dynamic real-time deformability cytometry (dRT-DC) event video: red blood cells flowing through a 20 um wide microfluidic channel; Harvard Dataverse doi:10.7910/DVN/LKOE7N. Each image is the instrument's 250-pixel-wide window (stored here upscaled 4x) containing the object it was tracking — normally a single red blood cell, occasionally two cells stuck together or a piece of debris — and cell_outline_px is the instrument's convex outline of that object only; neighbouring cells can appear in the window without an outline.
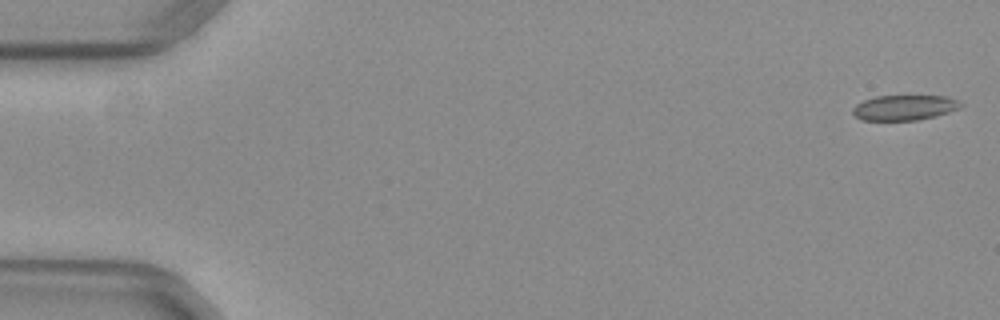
{"species": "common noctule bat (a hibernating species)", "species_latin": "Nyctalus noctula", "temperature_condition": "warm", "stored_images_in_passage": 16, "camera_frame_rate_fps": 3000, "um_per_image_px": 0.085, "animal": {"sex": "female", "body_mass_g": 29.2, "forearm_length_mm": 56.3}, "frame": {"image": 1, "passage_image": 1, "time_ms": 0.0, "image_size_px": [1000, 320], "cell_outline_px": [[964, 104], [960, 108], [936, 116], [916, 120], [860, 120], [852, 112], [852, 108], [856, 104], [864, 100], [876, 96], [948, 96]], "centroid_in_image_um": [76.87, 9.14], "position_along_channel_um": 8.1, "area_um2": 15.84}}